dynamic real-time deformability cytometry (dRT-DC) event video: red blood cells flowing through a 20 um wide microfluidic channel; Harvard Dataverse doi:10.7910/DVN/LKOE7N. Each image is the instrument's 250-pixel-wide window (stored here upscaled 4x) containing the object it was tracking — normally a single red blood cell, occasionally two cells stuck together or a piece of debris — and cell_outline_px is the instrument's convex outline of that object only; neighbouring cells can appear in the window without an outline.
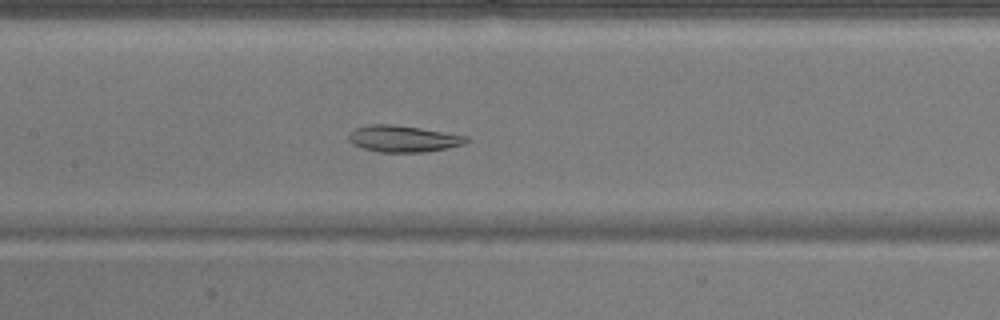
{"species": "common noctule bat (a hibernating species)", "species_latin": "Nyctalus noctula", "temperature_condition": "warm", "stored_images_in_passage": 51, "segment_of_instrument_passage": [1, 2], "camera_frame_rate_fps": 3000, "um_per_image_px": 0.085, "animal": {"sex": "male", "body_mass_g": 17.9}, "frame": {"image": 1, "passage_image": 23, "time_ms": 7.333, "image_size_px": [1000, 320], "cell_outline_px": [[472, 140], [464, 144], [448, 148], [420, 152], [380, 152], [364, 148], [352, 144], [348, 140], [348, 132], [356, 128], [368, 124], [392, 124], [420, 128], [468, 136]], "centroid_in_image_um": [34.27, 11.78], "position_along_channel_um": 173.1, "area_um2": 18.26}}
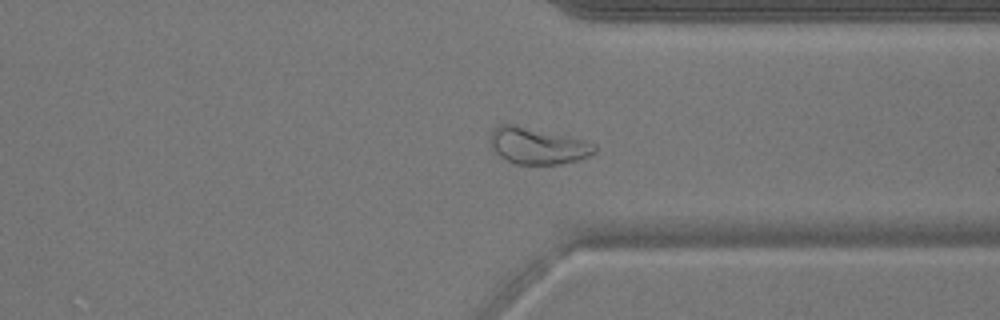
{"frame": {"image": 2, "passage_image": 38, "time_ms": 12.333, "image_size_px": [1000, 320], "cell_outline_px": [[596, 152], [588, 156], [576, 160], [560, 164], [516, 164], [500, 156], [492, 148], [488, 140], [492, 128], [500, 124], [516, 124], [596, 144]], "centroid_in_image_um": [45.63, 12.39], "position_along_channel_um": 365.8, "area_um2": 21.96}}
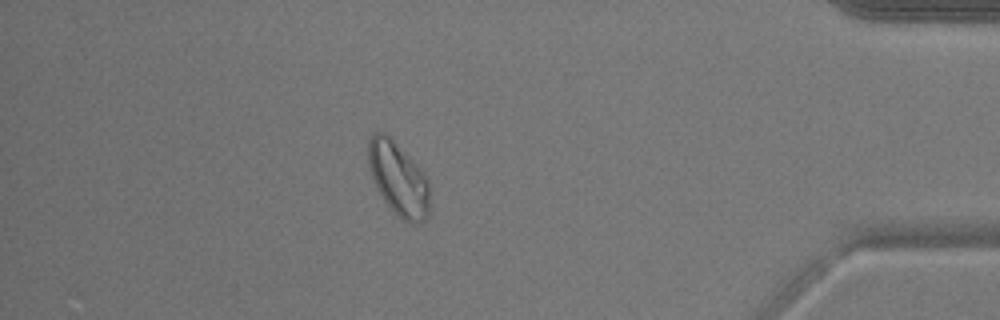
{"frame": {"image": 3, "passage_image": 44, "time_ms": 14.333, "image_size_px": [1000, 320], "cell_outline_px": [[428, 216], [420, 224], [408, 224], [396, 216], [384, 200], [376, 188], [368, 164], [368, 140], [372, 132], [384, 132], [424, 172], [428, 180]], "centroid_in_image_um": [33.84, 15.24], "position_along_channel_um": 401.4, "area_um2": 26.24}}